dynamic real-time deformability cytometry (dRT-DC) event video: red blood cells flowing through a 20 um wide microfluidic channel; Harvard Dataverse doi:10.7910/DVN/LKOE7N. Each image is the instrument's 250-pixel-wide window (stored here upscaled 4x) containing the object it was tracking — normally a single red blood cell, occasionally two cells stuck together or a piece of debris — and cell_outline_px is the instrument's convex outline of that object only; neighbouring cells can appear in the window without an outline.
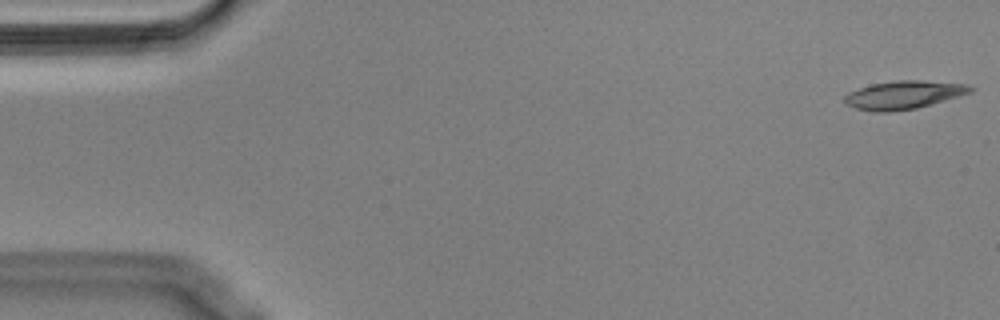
{"species": "Egyptian fruit bat (a non-hibernating species)", "species_latin": "Rousettus aegyptiacus", "temperature_condition": "cold", "stored_images_in_passage": 15, "camera_frame_rate_fps": 3000, "um_per_image_px": 0.085, "animal": {"sex": "male"}, "frame": {"image": 1, "passage_image": 1, "time_ms": 0.0, "image_size_px": [1000, 320], "cell_outline_px": [[976, 88], [972, 92], [960, 96], [916, 108], [892, 112], [872, 112], [856, 108], [844, 104], [844, 96], [848, 92], [872, 84], [896, 80], [920, 80], [968, 84]], "centroid_in_image_um": [76.82, 8.07], "position_along_channel_um": 8.2, "area_um2": 20.87}}